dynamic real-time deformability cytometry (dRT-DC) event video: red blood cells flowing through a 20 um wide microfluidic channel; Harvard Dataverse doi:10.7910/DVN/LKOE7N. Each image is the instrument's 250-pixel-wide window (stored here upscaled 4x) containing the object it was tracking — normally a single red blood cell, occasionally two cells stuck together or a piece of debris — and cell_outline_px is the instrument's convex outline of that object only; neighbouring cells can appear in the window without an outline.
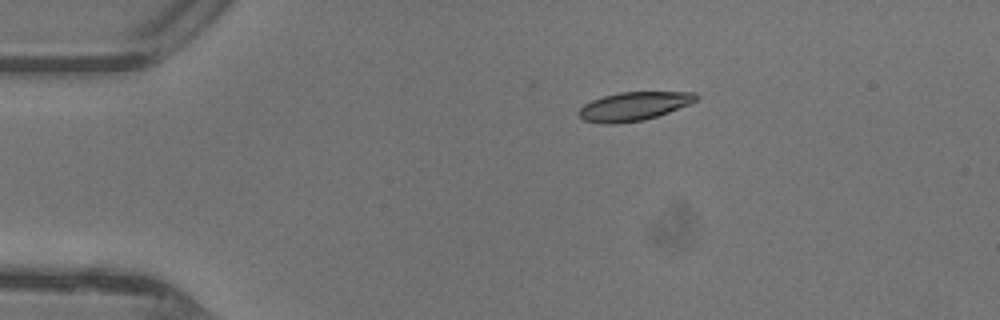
{"species": "common noctule bat (a hibernating species)", "species_latin": "Nyctalus noctula", "temperature_condition": "warm", "stored_images_in_passage": 39, "camera_frame_rate_fps": 3000, "um_per_image_px": 0.085, "animal": {"sex": "female"}, "frame": {"image": 1, "passage_image": 1, "time_ms": 0.0, "image_size_px": [1000, 320], "cell_outline_px": [[700, 96], [696, 100], [688, 104], [668, 112], [644, 120], [616, 124], [604, 124], [584, 120], [576, 112], [584, 104], [592, 100], [604, 96], [620, 92], [696, 92]], "centroid_in_image_um": [53.85, 9.03], "position_along_channel_um": 31.1, "area_um2": 19.48}}
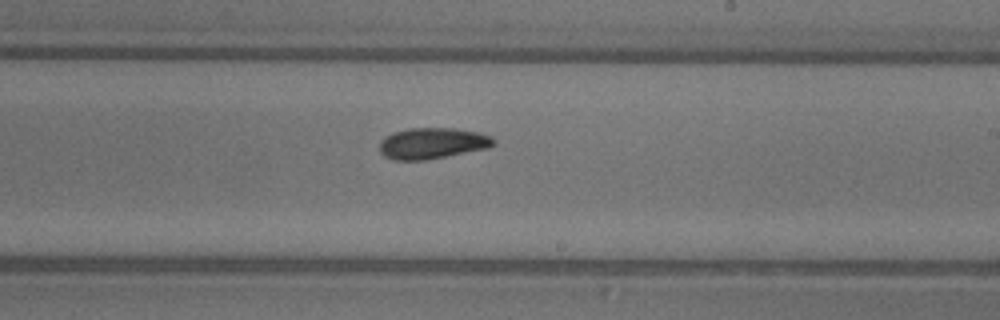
{"frame": {"image": 2, "passage_image": 20, "time_ms": 6.333, "image_size_px": [1000, 320], "cell_outline_px": [[496, 144], [488, 148], [424, 160], [392, 160], [384, 156], [380, 152], [380, 140], [396, 132], [408, 128], [456, 128], [480, 132], [492, 136], [496, 140]], "centroid_in_image_um": [36.79, 12.17], "position_along_channel_um": 252.2, "area_um2": 20.69}}
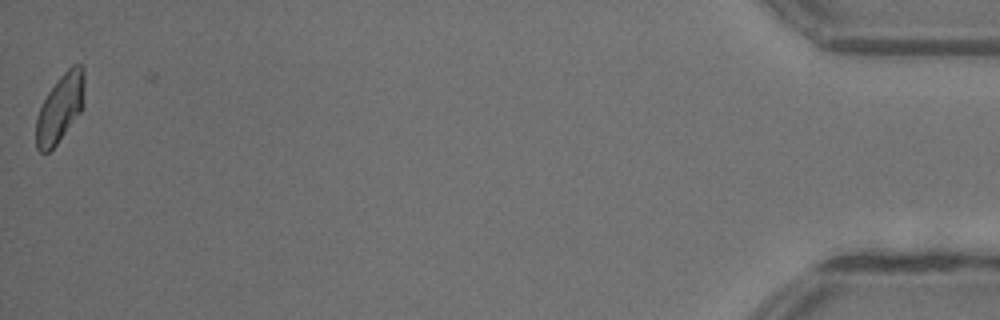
{"frame": {"image": 3, "passage_image": 39, "time_ms": 12.667, "image_size_px": [1000, 320], "cell_outline_px": [[84, 104], [80, 112], [56, 144], [48, 152], [40, 152], [36, 148], [36, 116], [48, 92], [60, 76], [72, 64], [80, 64], [84, 68]], "centroid_in_image_um": [5.11, 9.17], "position_along_channel_um": 430.1, "area_um2": 19.02}, "authors_computed_cell_mechanics": {"area_um2": 20.23, "velocity_mm_per_s": 4.3878, "shape_relaxation_time_tau1_ms": 3.5772, "shape_relaxation_time_tau2_ms": 4.4341, "deformation_change_tau1": 0.1168, "deformation_change_tau2": 0.0996}}